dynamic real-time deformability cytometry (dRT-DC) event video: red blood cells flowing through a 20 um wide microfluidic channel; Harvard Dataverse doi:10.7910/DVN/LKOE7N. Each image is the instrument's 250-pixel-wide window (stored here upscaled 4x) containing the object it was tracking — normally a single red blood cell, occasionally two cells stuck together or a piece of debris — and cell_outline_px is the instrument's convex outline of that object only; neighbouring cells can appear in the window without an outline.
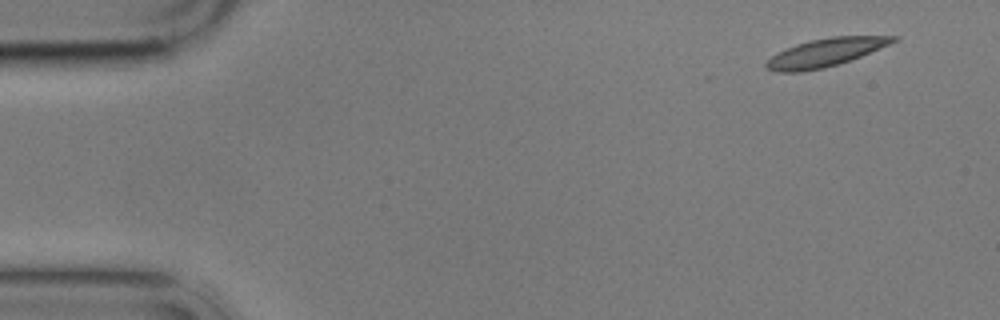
{"species": "common noctule bat (a hibernating species)", "species_latin": "Nyctalus noctula", "temperature_condition": "cold", "stored_images_in_passage": 5, "segment_of_instrument_passage": [1, 2], "camera_frame_rate_fps": 3000, "um_per_image_px": 0.085, "animal": {"sex": "male", "body_mass_g": 17.9}, "frame": {"image": 1, "passage_image": 1, "time_ms": 0.0, "image_size_px": [1000, 320], "cell_outline_px": [[900, 40], [860, 56], [824, 68], [800, 72], [776, 72], [764, 68], [764, 64], [776, 52], [796, 44], [812, 40], [832, 36], [900, 36]], "centroid_in_image_um": [70.14, 4.46], "position_along_channel_um": 14.9, "area_um2": 20.69}}